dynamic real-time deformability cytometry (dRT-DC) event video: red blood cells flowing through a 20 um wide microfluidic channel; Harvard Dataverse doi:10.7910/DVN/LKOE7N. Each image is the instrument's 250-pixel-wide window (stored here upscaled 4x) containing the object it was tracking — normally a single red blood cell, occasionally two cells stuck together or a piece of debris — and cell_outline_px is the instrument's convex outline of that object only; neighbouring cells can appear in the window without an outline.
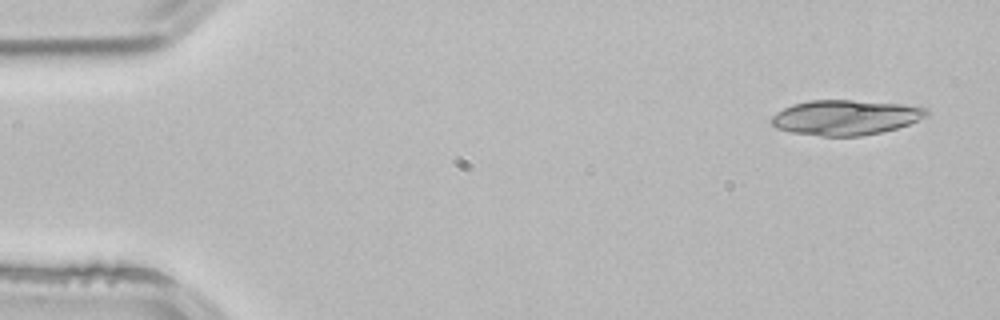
{"species": "common noctule bat (a hibernating species)", "species_latin": "Nyctalus noctula", "temperature_condition": "room temperature", "stored_images_in_passage": 4, "segment_of_instrument_passage": [1, 2], "camera_frame_rate_fps": 3000, "um_per_image_px": 0.085, "animal": {"sex": "male", "body_mass_g": 21.5, "forearm_length_mm": 52.0}, "frame": {"image": 1, "passage_image": 1, "time_ms": 0.0, "image_size_px": [1000, 320], "cell_outline_px": [[928, 116], [908, 124], [896, 128], [880, 132], [860, 136], [820, 136], [792, 132], [776, 128], [768, 120], [776, 112], [792, 104], [808, 100], [852, 100], [920, 104], [928, 108]], "centroid_in_image_um": [71.92, 9.96], "position_along_channel_um": 13.1, "area_um2": 32.25}}